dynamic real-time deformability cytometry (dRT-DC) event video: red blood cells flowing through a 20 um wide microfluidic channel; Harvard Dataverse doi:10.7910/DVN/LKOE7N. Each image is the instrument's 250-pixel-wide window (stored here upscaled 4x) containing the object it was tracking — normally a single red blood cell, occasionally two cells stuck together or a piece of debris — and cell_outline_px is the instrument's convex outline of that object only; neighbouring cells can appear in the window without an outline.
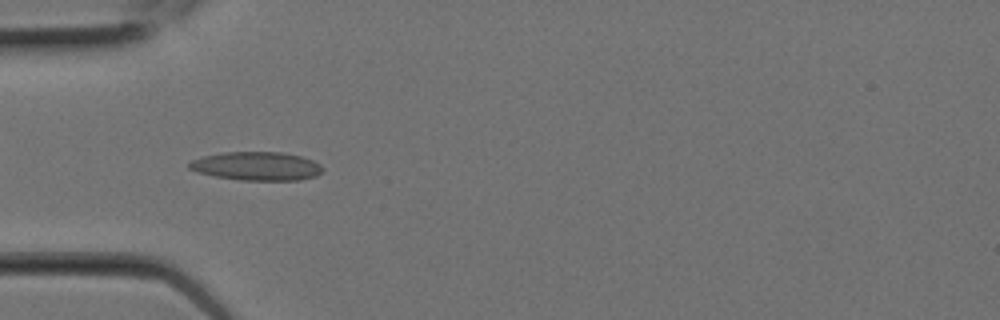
{"species": "Egyptian fruit bat (a non-hibernating species)", "species_latin": "Rousettus aegyptiacus", "temperature_condition": "room temperature", "stored_images_in_passage": 3, "camera_frame_rate_fps": 3000, "um_per_image_px": 0.085, "animal": {"sex": "female"}, "frame": {"image": 1, "passage_image": 2, "time_ms": 0.333, "image_size_px": [1000, 320], "cell_outline_px": [[324, 172], [316, 176], [300, 180], [240, 180], [216, 176], [196, 172], [188, 168], [188, 164], [192, 160], [204, 156], [224, 152], [280, 152], [300, 156], [312, 160], [320, 164], [324, 168]], "centroid_in_image_um": [21.84, 14.12], "position_along_channel_um": 63.2, "area_um2": 22.25}}
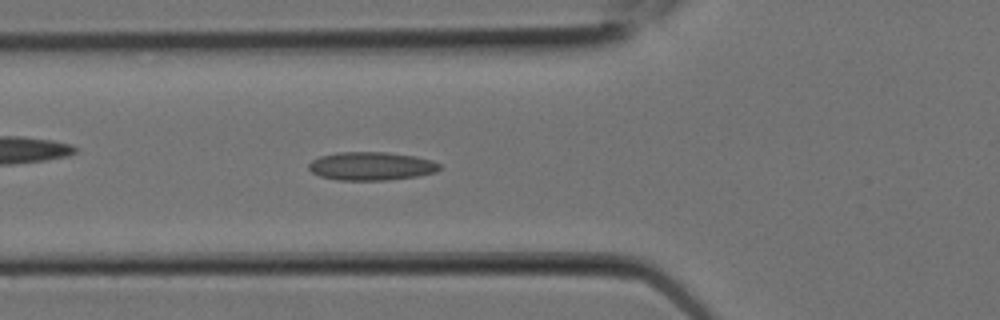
{"frame": {"image": 2, "passage_image": 3, "time_ms": 0.667, "image_size_px": [1000, 320], "cell_outline_px": [[440, 168], [436, 172], [416, 176], [388, 180], [336, 180], [320, 176], [312, 172], [308, 168], [308, 164], [312, 160], [320, 156], [336, 152], [388, 152], [416, 156], [432, 160], [440, 164]], "centroid_in_image_um": [31.55, 14.11], "position_along_channel_um": 94.3, "area_um2": 21.73}}